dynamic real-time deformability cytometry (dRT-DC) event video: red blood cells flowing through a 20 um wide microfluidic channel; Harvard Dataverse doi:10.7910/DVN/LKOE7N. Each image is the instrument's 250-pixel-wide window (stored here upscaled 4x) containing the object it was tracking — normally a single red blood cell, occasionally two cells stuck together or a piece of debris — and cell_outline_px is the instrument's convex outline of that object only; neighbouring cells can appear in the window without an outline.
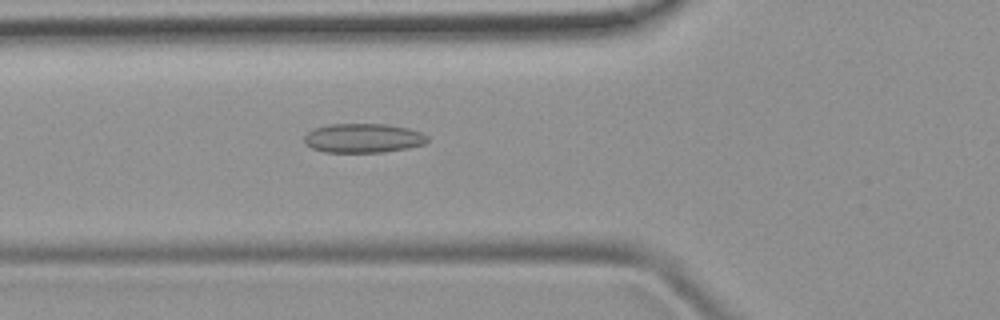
{"species": "common noctule bat (a hibernating species)", "species_latin": "Nyctalus noctula", "temperature_condition": "room temperature", "stored_images_in_passage": 48, "camera_frame_rate_fps": 3000, "um_per_image_px": 0.085, "animal": {"sex": "female", "body_mass_g": 19.9}, "frame": {"image": 1, "passage_image": 17, "time_ms": 5.333, "image_size_px": [1000, 320], "cell_outline_px": [[428, 140], [424, 144], [408, 148], [384, 152], [324, 152], [312, 148], [304, 144], [304, 136], [308, 132], [316, 128], [328, 124], [388, 124], [408, 128], [420, 132], [428, 136]], "centroid_in_image_um": [30.87, 11.74], "position_along_channel_um": 94.9, "area_um2": 21.04}}
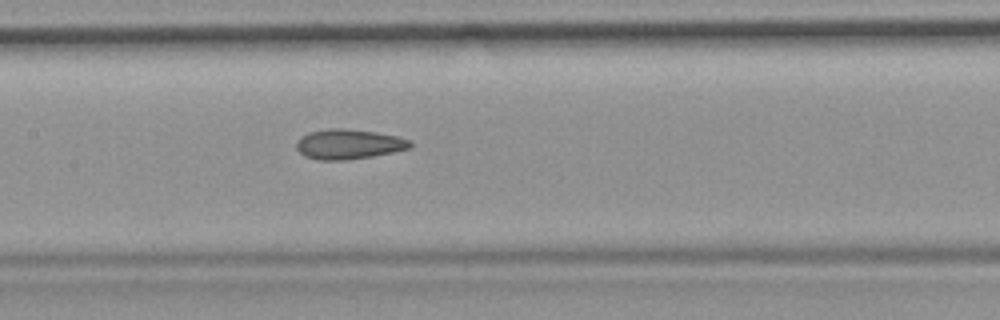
{"frame": {"image": 2, "passage_image": 23, "time_ms": 7.333, "image_size_px": [1000, 320], "cell_outline_px": [[412, 148], [372, 156], [344, 160], [320, 160], [304, 156], [296, 148], [296, 140], [300, 136], [308, 132], [328, 128], [340, 128], [376, 132], [396, 136], [408, 140], [412, 144]], "centroid_in_image_um": [29.59, 12.25], "position_along_channel_um": 177.8, "area_um2": 19.83}}
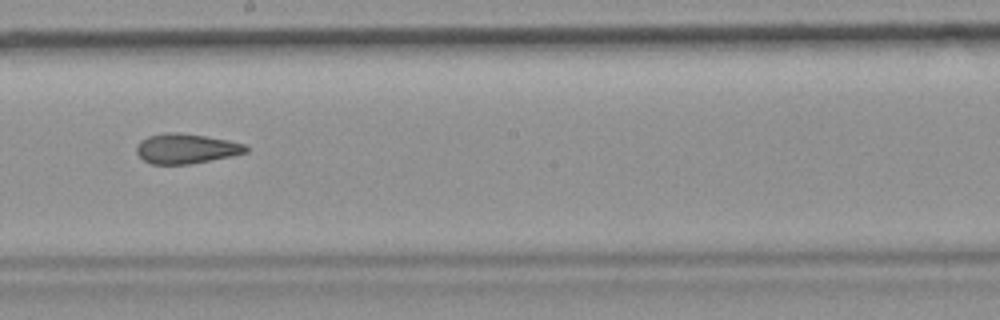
{"frame": {"image": 3, "passage_image": 27, "time_ms": 8.667, "image_size_px": [1000, 320], "cell_outline_px": [[248, 152], [232, 156], [192, 164], [152, 164], [144, 160], [136, 152], [136, 144], [140, 140], [148, 136], [168, 132], [176, 132], [204, 136], [228, 140], [244, 144], [248, 148]], "centroid_in_image_um": [15.81, 12.63], "position_along_channel_um": 232.4, "area_um2": 19.07}}